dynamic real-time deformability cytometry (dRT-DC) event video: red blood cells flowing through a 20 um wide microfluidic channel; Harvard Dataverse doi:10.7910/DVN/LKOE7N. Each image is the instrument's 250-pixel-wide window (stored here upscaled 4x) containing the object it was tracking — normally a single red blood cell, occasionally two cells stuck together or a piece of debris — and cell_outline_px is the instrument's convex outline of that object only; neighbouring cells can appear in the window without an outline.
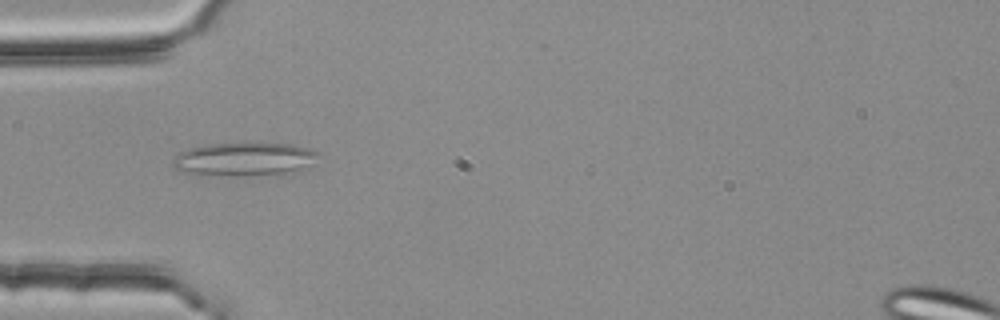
{"species": "common noctule bat (a hibernating species)", "species_latin": "Nyctalus noctula", "temperature_condition": "room temperature", "stored_images_in_passage": 3, "camera_frame_rate_fps": 3000, "um_per_image_px": 0.085, "animal": {"sex": "female", "body_mass_g": 25.1}, "frame": {"image": 1, "passage_image": 2, "time_ms": 0.333, "image_size_px": [1000, 320], "cell_outline_px": [[320, 152], [312, 164], [300, 168], [284, 172], [236, 176], [192, 176], [176, 168], [172, 164], [172, 160], [180, 152], [188, 148], [208, 144], [292, 144], [308, 148]], "centroid_in_image_um": [20.65, 13.54], "position_along_channel_um": 64.4, "area_um2": 28.09}}